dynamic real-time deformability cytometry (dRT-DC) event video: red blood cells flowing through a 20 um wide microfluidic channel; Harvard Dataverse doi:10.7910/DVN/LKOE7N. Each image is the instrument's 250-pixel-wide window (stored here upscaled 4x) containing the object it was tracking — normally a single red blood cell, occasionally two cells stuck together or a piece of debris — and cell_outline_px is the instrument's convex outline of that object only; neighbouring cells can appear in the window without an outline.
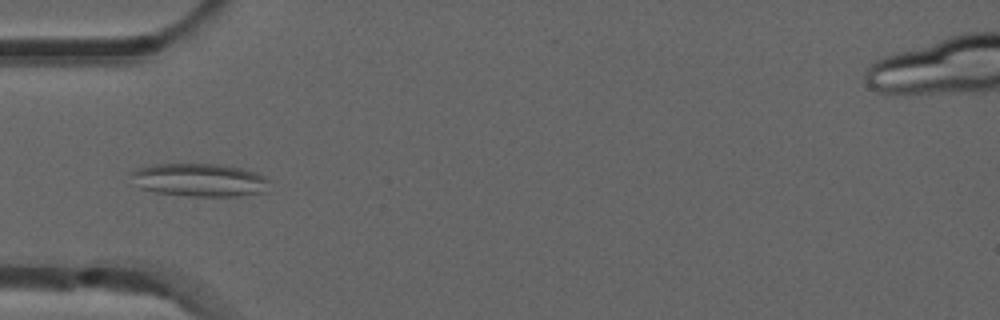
{"species": "common noctule bat (a hibernating species)", "species_latin": "Nyctalus noctula", "temperature_condition": "room temperature", "stored_images_in_passage": 8, "camera_frame_rate_fps": 3000, "um_per_image_px": 0.085, "animal": {"sex": "male", "forearm_length_mm": 52.5}, "frame": {"image": 1, "passage_image": 4, "time_ms": 1.0, "image_size_px": [1000, 320], "cell_outline_px": [[268, 192], [236, 196], [188, 196], [156, 192], [140, 188], [132, 172], [136, 168], [156, 164], [220, 164], [240, 168], [264, 176], [268, 180]], "centroid_in_image_um": [17.01, 15.3], "position_along_channel_um": 68.0, "area_um2": 26.36}}
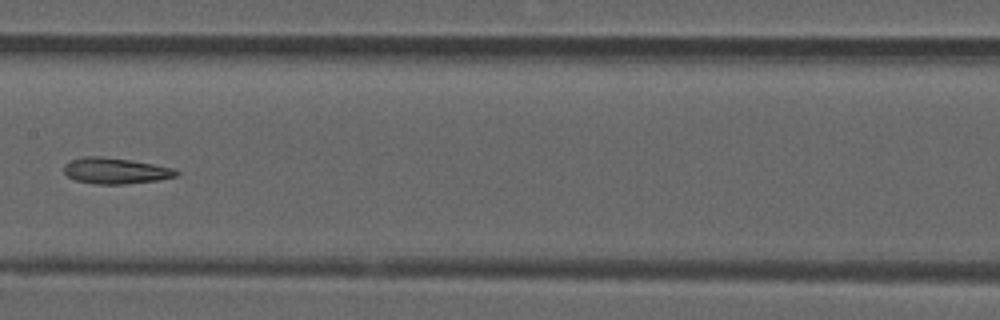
{"frame": {"image": 2, "passage_image": 7, "time_ms": 2.0, "image_size_px": [1000, 320], "cell_outline_px": [[180, 172], [176, 176], [156, 180], [124, 184], [96, 184], [76, 180], [68, 176], [64, 172], [64, 164], [72, 160], [84, 156], [104, 156], [156, 164], [172, 168]], "centroid_in_image_um": [9.81, 14.51], "position_along_channel_um": 197.6, "area_um2": 16.94}}
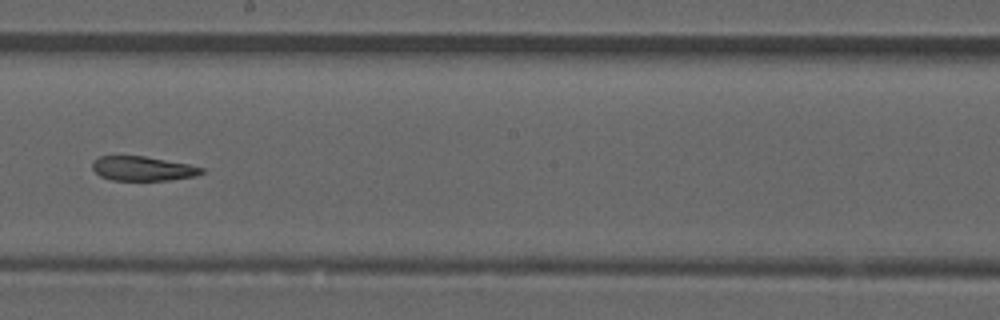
{"frame": {"image": 3, "passage_image": 8, "time_ms": 2.333, "image_size_px": [1000, 320], "cell_outline_px": [[204, 172], [196, 176], [168, 180], [112, 180], [100, 176], [92, 168], [92, 164], [100, 156], [144, 156], [188, 164], [204, 168]], "centroid_in_image_um": [12.15, 14.33], "position_along_channel_um": 236.1, "area_um2": 15.37}}